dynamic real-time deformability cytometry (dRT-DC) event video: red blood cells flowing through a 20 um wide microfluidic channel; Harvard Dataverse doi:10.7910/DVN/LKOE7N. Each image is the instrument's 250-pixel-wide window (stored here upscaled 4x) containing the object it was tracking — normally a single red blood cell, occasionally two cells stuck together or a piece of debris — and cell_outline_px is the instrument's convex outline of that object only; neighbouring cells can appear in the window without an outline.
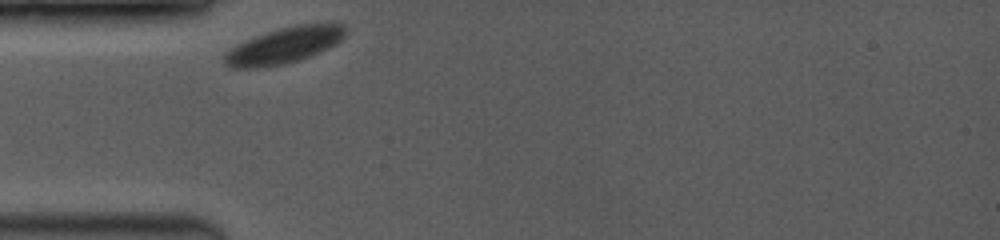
{"species": "common noctule bat (a hibernating species)", "species_latin": "Nyctalus noctula", "temperature_condition": "room temperature", "stored_images_in_passage": 7, "camera_frame_rate_fps": 3500, "um_per_image_px": 0.085, "animal": {"sex": "female", "body_mass_g": 19.0, "forearm_length_mm": 53.3}, "frame": {"image": 1, "passage_image": 1, "time_ms": 0.0, "image_size_px": [1000, 240], "cell_outline_px": [[348, 28], [344, 36], [336, 44], [320, 52], [284, 64], [256, 68], [232, 68], [224, 64], [224, 56], [232, 48], [252, 36], [280, 28], [300, 24], [344, 24]], "centroid_in_image_um": [24.16, 3.86], "position_along_channel_um": 60.8, "area_um2": 25.14}}